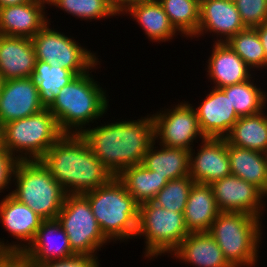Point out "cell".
Here are the masks:
<instances>
[{
	"label": "cell",
	"mask_w": 267,
	"mask_h": 267,
	"mask_svg": "<svg viewBox=\"0 0 267 267\" xmlns=\"http://www.w3.org/2000/svg\"><path fill=\"white\" fill-rule=\"evenodd\" d=\"M172 107L174 108L164 109L165 111L161 109L162 111L152 114L155 142L166 147L183 148L190 151L196 138H201V141L205 139L199 127L196 110L185 100Z\"/></svg>",
	"instance_id": "obj_11"
},
{
	"label": "cell",
	"mask_w": 267,
	"mask_h": 267,
	"mask_svg": "<svg viewBox=\"0 0 267 267\" xmlns=\"http://www.w3.org/2000/svg\"><path fill=\"white\" fill-rule=\"evenodd\" d=\"M129 14L142 27L152 42H168L178 35L158 0H150L130 7Z\"/></svg>",
	"instance_id": "obj_24"
},
{
	"label": "cell",
	"mask_w": 267,
	"mask_h": 267,
	"mask_svg": "<svg viewBox=\"0 0 267 267\" xmlns=\"http://www.w3.org/2000/svg\"><path fill=\"white\" fill-rule=\"evenodd\" d=\"M210 185L221 212L248 213L261 218L266 207L265 194L255 185L234 175L226 176Z\"/></svg>",
	"instance_id": "obj_13"
},
{
	"label": "cell",
	"mask_w": 267,
	"mask_h": 267,
	"mask_svg": "<svg viewBox=\"0 0 267 267\" xmlns=\"http://www.w3.org/2000/svg\"><path fill=\"white\" fill-rule=\"evenodd\" d=\"M36 61L31 38L0 35V73L4 80L32 77Z\"/></svg>",
	"instance_id": "obj_19"
},
{
	"label": "cell",
	"mask_w": 267,
	"mask_h": 267,
	"mask_svg": "<svg viewBox=\"0 0 267 267\" xmlns=\"http://www.w3.org/2000/svg\"><path fill=\"white\" fill-rule=\"evenodd\" d=\"M220 213L212 186L194 182L184 211V220L188 231L208 232Z\"/></svg>",
	"instance_id": "obj_23"
},
{
	"label": "cell",
	"mask_w": 267,
	"mask_h": 267,
	"mask_svg": "<svg viewBox=\"0 0 267 267\" xmlns=\"http://www.w3.org/2000/svg\"><path fill=\"white\" fill-rule=\"evenodd\" d=\"M4 78H3V76L1 75V73H0V94H1V90H2V87H3V83H4Z\"/></svg>",
	"instance_id": "obj_44"
},
{
	"label": "cell",
	"mask_w": 267,
	"mask_h": 267,
	"mask_svg": "<svg viewBox=\"0 0 267 267\" xmlns=\"http://www.w3.org/2000/svg\"><path fill=\"white\" fill-rule=\"evenodd\" d=\"M245 28L247 27L243 24L235 3L225 0H200L199 27L193 38L210 32V35L212 33L217 36L213 42L226 43Z\"/></svg>",
	"instance_id": "obj_17"
},
{
	"label": "cell",
	"mask_w": 267,
	"mask_h": 267,
	"mask_svg": "<svg viewBox=\"0 0 267 267\" xmlns=\"http://www.w3.org/2000/svg\"><path fill=\"white\" fill-rule=\"evenodd\" d=\"M56 219L66 232L76 255L98 258L97 251L110 243L103 235L88 199L82 194H67Z\"/></svg>",
	"instance_id": "obj_9"
},
{
	"label": "cell",
	"mask_w": 267,
	"mask_h": 267,
	"mask_svg": "<svg viewBox=\"0 0 267 267\" xmlns=\"http://www.w3.org/2000/svg\"><path fill=\"white\" fill-rule=\"evenodd\" d=\"M0 267H28L21 253H0Z\"/></svg>",
	"instance_id": "obj_38"
},
{
	"label": "cell",
	"mask_w": 267,
	"mask_h": 267,
	"mask_svg": "<svg viewBox=\"0 0 267 267\" xmlns=\"http://www.w3.org/2000/svg\"><path fill=\"white\" fill-rule=\"evenodd\" d=\"M45 9L30 1L0 8V35L32 39L49 22Z\"/></svg>",
	"instance_id": "obj_21"
},
{
	"label": "cell",
	"mask_w": 267,
	"mask_h": 267,
	"mask_svg": "<svg viewBox=\"0 0 267 267\" xmlns=\"http://www.w3.org/2000/svg\"><path fill=\"white\" fill-rule=\"evenodd\" d=\"M13 177L16 187L9 193L14 198L43 220L57 218L67 193L41 160L19 161Z\"/></svg>",
	"instance_id": "obj_6"
},
{
	"label": "cell",
	"mask_w": 267,
	"mask_h": 267,
	"mask_svg": "<svg viewBox=\"0 0 267 267\" xmlns=\"http://www.w3.org/2000/svg\"><path fill=\"white\" fill-rule=\"evenodd\" d=\"M171 255L196 267H232L208 232H190Z\"/></svg>",
	"instance_id": "obj_22"
},
{
	"label": "cell",
	"mask_w": 267,
	"mask_h": 267,
	"mask_svg": "<svg viewBox=\"0 0 267 267\" xmlns=\"http://www.w3.org/2000/svg\"><path fill=\"white\" fill-rule=\"evenodd\" d=\"M3 148V125L0 123V149Z\"/></svg>",
	"instance_id": "obj_43"
},
{
	"label": "cell",
	"mask_w": 267,
	"mask_h": 267,
	"mask_svg": "<svg viewBox=\"0 0 267 267\" xmlns=\"http://www.w3.org/2000/svg\"><path fill=\"white\" fill-rule=\"evenodd\" d=\"M221 88L234 107L238 117L254 115L266 110L267 93L254 84V79Z\"/></svg>",
	"instance_id": "obj_30"
},
{
	"label": "cell",
	"mask_w": 267,
	"mask_h": 267,
	"mask_svg": "<svg viewBox=\"0 0 267 267\" xmlns=\"http://www.w3.org/2000/svg\"><path fill=\"white\" fill-rule=\"evenodd\" d=\"M182 37H194L199 27L200 0H158Z\"/></svg>",
	"instance_id": "obj_31"
},
{
	"label": "cell",
	"mask_w": 267,
	"mask_h": 267,
	"mask_svg": "<svg viewBox=\"0 0 267 267\" xmlns=\"http://www.w3.org/2000/svg\"><path fill=\"white\" fill-rule=\"evenodd\" d=\"M59 8L78 19H107L117 16L111 9L108 0H55L52 7Z\"/></svg>",
	"instance_id": "obj_34"
},
{
	"label": "cell",
	"mask_w": 267,
	"mask_h": 267,
	"mask_svg": "<svg viewBox=\"0 0 267 267\" xmlns=\"http://www.w3.org/2000/svg\"><path fill=\"white\" fill-rule=\"evenodd\" d=\"M261 223V218L248 213L221 212L208 233L232 267H254L259 257Z\"/></svg>",
	"instance_id": "obj_5"
},
{
	"label": "cell",
	"mask_w": 267,
	"mask_h": 267,
	"mask_svg": "<svg viewBox=\"0 0 267 267\" xmlns=\"http://www.w3.org/2000/svg\"><path fill=\"white\" fill-rule=\"evenodd\" d=\"M41 162L67 194L83 195L115 177L94 155L81 135L63 134Z\"/></svg>",
	"instance_id": "obj_2"
},
{
	"label": "cell",
	"mask_w": 267,
	"mask_h": 267,
	"mask_svg": "<svg viewBox=\"0 0 267 267\" xmlns=\"http://www.w3.org/2000/svg\"><path fill=\"white\" fill-rule=\"evenodd\" d=\"M148 149L144 155L143 166L148 170L156 171L168 181L189 176V152L183 148L166 147L160 145L159 149L154 146Z\"/></svg>",
	"instance_id": "obj_26"
},
{
	"label": "cell",
	"mask_w": 267,
	"mask_h": 267,
	"mask_svg": "<svg viewBox=\"0 0 267 267\" xmlns=\"http://www.w3.org/2000/svg\"><path fill=\"white\" fill-rule=\"evenodd\" d=\"M29 2V0H0V8L7 6L20 5Z\"/></svg>",
	"instance_id": "obj_41"
},
{
	"label": "cell",
	"mask_w": 267,
	"mask_h": 267,
	"mask_svg": "<svg viewBox=\"0 0 267 267\" xmlns=\"http://www.w3.org/2000/svg\"><path fill=\"white\" fill-rule=\"evenodd\" d=\"M193 183L194 181L190 176L170 180L156 194L152 202L167 210L184 213Z\"/></svg>",
	"instance_id": "obj_33"
},
{
	"label": "cell",
	"mask_w": 267,
	"mask_h": 267,
	"mask_svg": "<svg viewBox=\"0 0 267 267\" xmlns=\"http://www.w3.org/2000/svg\"><path fill=\"white\" fill-rule=\"evenodd\" d=\"M246 65L254 69H266V55L260 37L255 28H245L226 42Z\"/></svg>",
	"instance_id": "obj_32"
},
{
	"label": "cell",
	"mask_w": 267,
	"mask_h": 267,
	"mask_svg": "<svg viewBox=\"0 0 267 267\" xmlns=\"http://www.w3.org/2000/svg\"><path fill=\"white\" fill-rule=\"evenodd\" d=\"M21 254L27 261L28 267L76 255L71 249L66 232L57 219L43 220L34 239Z\"/></svg>",
	"instance_id": "obj_15"
},
{
	"label": "cell",
	"mask_w": 267,
	"mask_h": 267,
	"mask_svg": "<svg viewBox=\"0 0 267 267\" xmlns=\"http://www.w3.org/2000/svg\"><path fill=\"white\" fill-rule=\"evenodd\" d=\"M212 54L206 68L208 79L215 88L239 84L249 80L253 75L242 58L227 43L214 42Z\"/></svg>",
	"instance_id": "obj_20"
},
{
	"label": "cell",
	"mask_w": 267,
	"mask_h": 267,
	"mask_svg": "<svg viewBox=\"0 0 267 267\" xmlns=\"http://www.w3.org/2000/svg\"><path fill=\"white\" fill-rule=\"evenodd\" d=\"M231 175L247 181L267 192V154L228 145Z\"/></svg>",
	"instance_id": "obj_25"
},
{
	"label": "cell",
	"mask_w": 267,
	"mask_h": 267,
	"mask_svg": "<svg viewBox=\"0 0 267 267\" xmlns=\"http://www.w3.org/2000/svg\"><path fill=\"white\" fill-rule=\"evenodd\" d=\"M0 220L4 229L17 240L11 244L8 240L6 243L3 239L1 241L0 238V253H22L34 239L43 221L30 207L10 193L0 200Z\"/></svg>",
	"instance_id": "obj_12"
},
{
	"label": "cell",
	"mask_w": 267,
	"mask_h": 267,
	"mask_svg": "<svg viewBox=\"0 0 267 267\" xmlns=\"http://www.w3.org/2000/svg\"><path fill=\"white\" fill-rule=\"evenodd\" d=\"M19 161L4 148L0 149V193L12 184L14 171ZM4 190V191H3Z\"/></svg>",
	"instance_id": "obj_36"
},
{
	"label": "cell",
	"mask_w": 267,
	"mask_h": 267,
	"mask_svg": "<svg viewBox=\"0 0 267 267\" xmlns=\"http://www.w3.org/2000/svg\"><path fill=\"white\" fill-rule=\"evenodd\" d=\"M264 112L239 117L225 137L227 145L267 154V114Z\"/></svg>",
	"instance_id": "obj_27"
},
{
	"label": "cell",
	"mask_w": 267,
	"mask_h": 267,
	"mask_svg": "<svg viewBox=\"0 0 267 267\" xmlns=\"http://www.w3.org/2000/svg\"><path fill=\"white\" fill-rule=\"evenodd\" d=\"M76 73L61 67H54L47 62L37 60L32 78L37 85L39 98L44 109H48L55 101L61 88L69 84Z\"/></svg>",
	"instance_id": "obj_29"
},
{
	"label": "cell",
	"mask_w": 267,
	"mask_h": 267,
	"mask_svg": "<svg viewBox=\"0 0 267 267\" xmlns=\"http://www.w3.org/2000/svg\"><path fill=\"white\" fill-rule=\"evenodd\" d=\"M117 178L124 184L127 192L140 205L152 201L168 180L148 170L143 164L125 168Z\"/></svg>",
	"instance_id": "obj_28"
},
{
	"label": "cell",
	"mask_w": 267,
	"mask_h": 267,
	"mask_svg": "<svg viewBox=\"0 0 267 267\" xmlns=\"http://www.w3.org/2000/svg\"><path fill=\"white\" fill-rule=\"evenodd\" d=\"M260 37L264 52L266 55V69H267V22L254 27Z\"/></svg>",
	"instance_id": "obj_40"
},
{
	"label": "cell",
	"mask_w": 267,
	"mask_h": 267,
	"mask_svg": "<svg viewBox=\"0 0 267 267\" xmlns=\"http://www.w3.org/2000/svg\"><path fill=\"white\" fill-rule=\"evenodd\" d=\"M235 5L246 27L254 28L267 22V0H238Z\"/></svg>",
	"instance_id": "obj_35"
},
{
	"label": "cell",
	"mask_w": 267,
	"mask_h": 267,
	"mask_svg": "<svg viewBox=\"0 0 267 267\" xmlns=\"http://www.w3.org/2000/svg\"><path fill=\"white\" fill-rule=\"evenodd\" d=\"M150 0H108L117 16L123 15L130 7Z\"/></svg>",
	"instance_id": "obj_39"
},
{
	"label": "cell",
	"mask_w": 267,
	"mask_h": 267,
	"mask_svg": "<svg viewBox=\"0 0 267 267\" xmlns=\"http://www.w3.org/2000/svg\"><path fill=\"white\" fill-rule=\"evenodd\" d=\"M149 115L87 127L81 136L94 155L117 177L125 168L142 164L144 155L155 142L154 121Z\"/></svg>",
	"instance_id": "obj_1"
},
{
	"label": "cell",
	"mask_w": 267,
	"mask_h": 267,
	"mask_svg": "<svg viewBox=\"0 0 267 267\" xmlns=\"http://www.w3.org/2000/svg\"><path fill=\"white\" fill-rule=\"evenodd\" d=\"M43 109L37 85L32 77L4 81L0 94V123L2 125L29 117Z\"/></svg>",
	"instance_id": "obj_16"
},
{
	"label": "cell",
	"mask_w": 267,
	"mask_h": 267,
	"mask_svg": "<svg viewBox=\"0 0 267 267\" xmlns=\"http://www.w3.org/2000/svg\"><path fill=\"white\" fill-rule=\"evenodd\" d=\"M227 2L236 3L238 0H225Z\"/></svg>",
	"instance_id": "obj_45"
},
{
	"label": "cell",
	"mask_w": 267,
	"mask_h": 267,
	"mask_svg": "<svg viewBox=\"0 0 267 267\" xmlns=\"http://www.w3.org/2000/svg\"><path fill=\"white\" fill-rule=\"evenodd\" d=\"M86 255H75L63 260L47 261L35 267H100L99 259Z\"/></svg>",
	"instance_id": "obj_37"
},
{
	"label": "cell",
	"mask_w": 267,
	"mask_h": 267,
	"mask_svg": "<svg viewBox=\"0 0 267 267\" xmlns=\"http://www.w3.org/2000/svg\"><path fill=\"white\" fill-rule=\"evenodd\" d=\"M229 175L231 168L225 138H205L197 153L193 148L190 150L189 176L194 182L212 184Z\"/></svg>",
	"instance_id": "obj_14"
},
{
	"label": "cell",
	"mask_w": 267,
	"mask_h": 267,
	"mask_svg": "<svg viewBox=\"0 0 267 267\" xmlns=\"http://www.w3.org/2000/svg\"><path fill=\"white\" fill-rule=\"evenodd\" d=\"M83 195L88 199L103 235L110 242L135 238L139 204L117 177Z\"/></svg>",
	"instance_id": "obj_4"
},
{
	"label": "cell",
	"mask_w": 267,
	"mask_h": 267,
	"mask_svg": "<svg viewBox=\"0 0 267 267\" xmlns=\"http://www.w3.org/2000/svg\"><path fill=\"white\" fill-rule=\"evenodd\" d=\"M206 95L201 104L194 107L201 133L205 138H225L239 117L221 88L212 87Z\"/></svg>",
	"instance_id": "obj_18"
},
{
	"label": "cell",
	"mask_w": 267,
	"mask_h": 267,
	"mask_svg": "<svg viewBox=\"0 0 267 267\" xmlns=\"http://www.w3.org/2000/svg\"><path fill=\"white\" fill-rule=\"evenodd\" d=\"M189 234L184 213L167 210L152 201L139 205L135 238L144 236L145 259L171 254Z\"/></svg>",
	"instance_id": "obj_8"
},
{
	"label": "cell",
	"mask_w": 267,
	"mask_h": 267,
	"mask_svg": "<svg viewBox=\"0 0 267 267\" xmlns=\"http://www.w3.org/2000/svg\"><path fill=\"white\" fill-rule=\"evenodd\" d=\"M32 3H36V4H40L42 6H46L47 4L50 5L52 7V5L54 4L55 0H29Z\"/></svg>",
	"instance_id": "obj_42"
},
{
	"label": "cell",
	"mask_w": 267,
	"mask_h": 267,
	"mask_svg": "<svg viewBox=\"0 0 267 267\" xmlns=\"http://www.w3.org/2000/svg\"><path fill=\"white\" fill-rule=\"evenodd\" d=\"M89 72L77 75L63 86L48 108L63 134L81 135L87 124L96 123L108 110L106 90Z\"/></svg>",
	"instance_id": "obj_3"
},
{
	"label": "cell",
	"mask_w": 267,
	"mask_h": 267,
	"mask_svg": "<svg viewBox=\"0 0 267 267\" xmlns=\"http://www.w3.org/2000/svg\"><path fill=\"white\" fill-rule=\"evenodd\" d=\"M63 135L49 109L3 125V148L18 161L41 160Z\"/></svg>",
	"instance_id": "obj_7"
},
{
	"label": "cell",
	"mask_w": 267,
	"mask_h": 267,
	"mask_svg": "<svg viewBox=\"0 0 267 267\" xmlns=\"http://www.w3.org/2000/svg\"><path fill=\"white\" fill-rule=\"evenodd\" d=\"M49 24L50 21L31 39L37 60L68 69L77 75L100 65L96 53L88 51L73 37L51 28Z\"/></svg>",
	"instance_id": "obj_10"
}]
</instances>
